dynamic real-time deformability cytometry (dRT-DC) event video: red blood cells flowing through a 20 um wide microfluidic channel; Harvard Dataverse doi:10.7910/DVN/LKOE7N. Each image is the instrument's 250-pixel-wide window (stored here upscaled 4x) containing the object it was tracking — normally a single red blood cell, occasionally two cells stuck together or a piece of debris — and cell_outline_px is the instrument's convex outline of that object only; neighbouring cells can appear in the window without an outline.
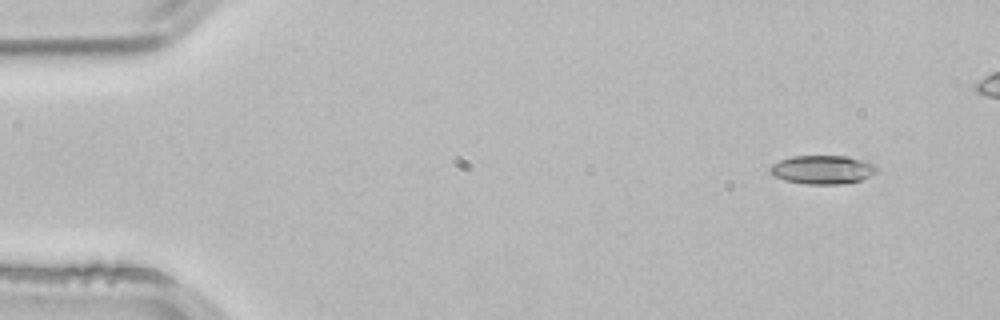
{"species": "common noctule bat (a hibernating species)", "species_latin": "Nyctalus noctula", "temperature_condition": "room temperature", "stored_images_in_passage": 2, "camera_frame_rate_fps": 3000, "um_per_image_px": 0.085, "animal": {"sex": "male", "body_mass_g": 21.5, "forearm_length_mm": 52.0}, "frame": {"image": 1, "passage_image": 1, "time_ms": 0.0, "image_size_px": [1000, 320], "cell_outline_px": [[880, 168], [876, 172], [860, 180], [840, 184], [804, 184], [784, 180], [772, 176], [768, 172], [768, 168], [772, 164], [780, 160], [792, 156], [848, 156], [868, 160], [876, 164]], "centroid_in_image_um": [69.92, 14.41], "position_along_channel_um": 15.1, "area_um2": 18.21}}